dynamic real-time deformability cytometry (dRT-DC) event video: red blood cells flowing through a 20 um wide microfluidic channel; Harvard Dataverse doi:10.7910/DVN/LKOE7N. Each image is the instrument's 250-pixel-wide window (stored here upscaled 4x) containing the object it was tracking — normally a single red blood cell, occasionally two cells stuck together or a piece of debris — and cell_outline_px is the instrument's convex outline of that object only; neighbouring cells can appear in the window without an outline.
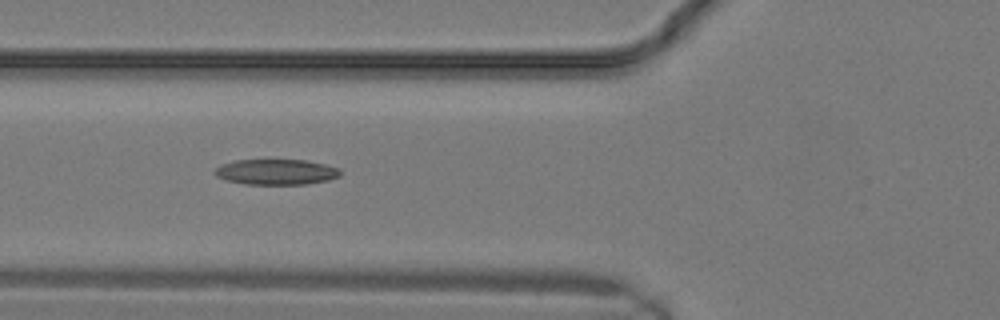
{"species": "common noctule bat (a hibernating species)", "species_latin": "Nyctalus noctula", "temperature_condition": "warm", "stored_images_in_passage": 7, "camera_frame_rate_fps": 3000, "um_per_image_px": 0.085, "animal": {"sex": "male", "body_mass_g": 19.2, "forearm_length_mm": 51.8}, "frame": {"image": 1, "passage_image": 4, "time_ms": 1.0, "image_size_px": [1000, 320], "cell_outline_px": [[340, 176], [328, 180], [304, 184], [244, 184], [228, 180], [216, 176], [212, 172], [220, 164], [236, 160], [304, 160], [324, 164], [340, 168]], "centroid_in_image_um": [23.45, 14.61], "position_along_channel_um": 102.3, "area_um2": 18.61}}
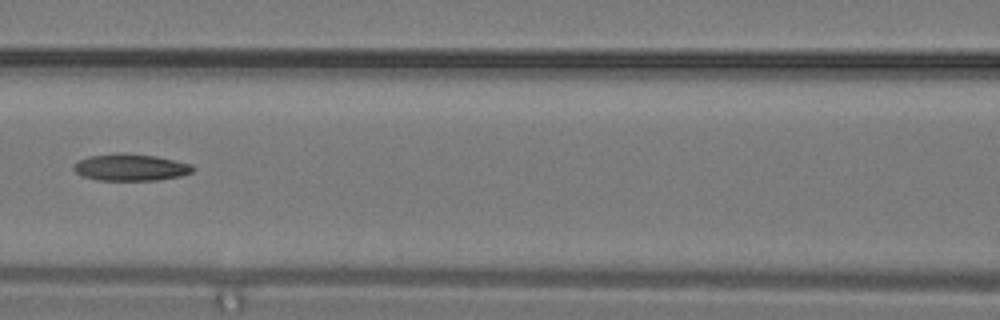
{"frame": {"image": 2, "passage_image": 6, "time_ms": 1.667, "image_size_px": [1000, 320], "cell_outline_px": [[196, 168], [192, 172], [180, 176], [156, 180], [96, 180], [84, 176], [76, 172], [72, 168], [80, 160], [88, 156], [156, 156], [192, 164]], "centroid_in_image_um": [11.17, 14.28], "position_along_channel_um": 155.4, "area_um2": 17.63}}